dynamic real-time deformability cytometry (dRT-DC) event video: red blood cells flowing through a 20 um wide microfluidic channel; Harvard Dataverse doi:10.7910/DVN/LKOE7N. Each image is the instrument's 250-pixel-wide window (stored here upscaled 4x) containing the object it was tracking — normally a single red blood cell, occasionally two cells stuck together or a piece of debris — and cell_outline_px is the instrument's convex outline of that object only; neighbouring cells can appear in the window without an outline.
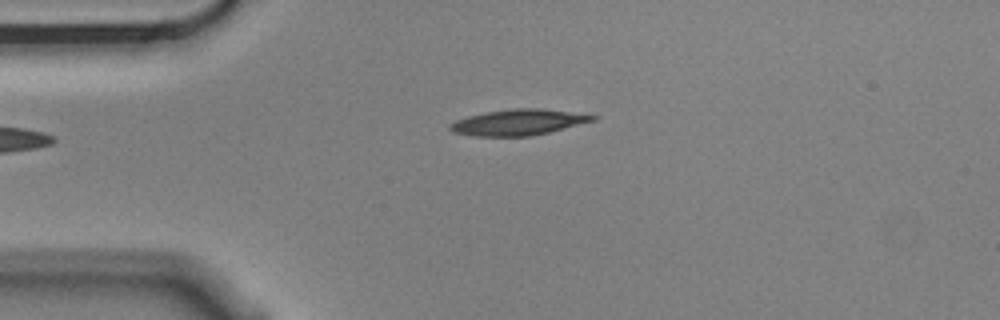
{"species": "Egyptian fruit bat (a non-hibernating species)", "species_latin": "Rousettus aegyptiacus", "temperature_condition": "cold", "stored_images_in_passage": 4, "camera_frame_rate_fps": 3000, "um_per_image_px": 0.085, "animal": {"sex": "male"}, "frame": {"image": 1, "passage_image": 4, "time_ms": 1.0, "image_size_px": [1000, 320], "cell_outline_px": [[600, 116], [596, 120], [532, 136], [472, 136], [452, 132], [448, 128], [448, 124], [456, 120], [468, 116], [488, 112], [516, 108], [540, 108]], "centroid_in_image_um": [44.03, 10.4], "position_along_channel_um": 41.0, "area_um2": 21.39}}